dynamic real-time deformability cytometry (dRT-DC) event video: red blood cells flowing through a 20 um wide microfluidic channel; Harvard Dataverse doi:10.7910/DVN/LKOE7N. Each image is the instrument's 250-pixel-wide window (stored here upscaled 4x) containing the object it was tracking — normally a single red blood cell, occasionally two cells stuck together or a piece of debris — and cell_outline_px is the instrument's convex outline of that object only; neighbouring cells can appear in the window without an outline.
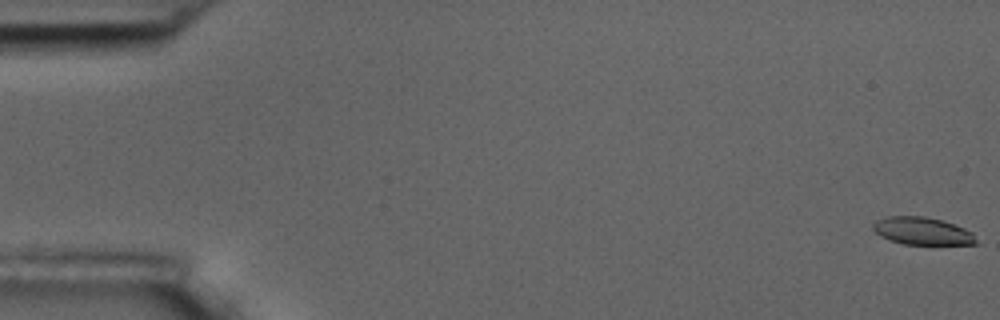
{"species": "common noctule bat (a hibernating species)", "species_latin": "Nyctalus noctula", "temperature_condition": "room temperature", "stored_images_in_passage": 57, "camera_frame_rate_fps": 3000, "um_per_image_px": 0.085, "animal": {"sex": "male", "body_mass_g": 17.5, "forearm_length_mm": 52.3}, "frame": {"image": 1, "passage_image": 1, "time_ms": 0.0, "image_size_px": [1000, 320], "cell_outline_px": [[980, 244], [904, 244], [888, 240], [880, 236], [872, 228], [872, 224], [876, 220], [888, 216], [924, 216], [940, 220], [964, 228], [972, 232]], "centroid_in_image_um": [78.38, 19.64], "position_along_channel_um": 6.6, "area_um2": 16.53}}
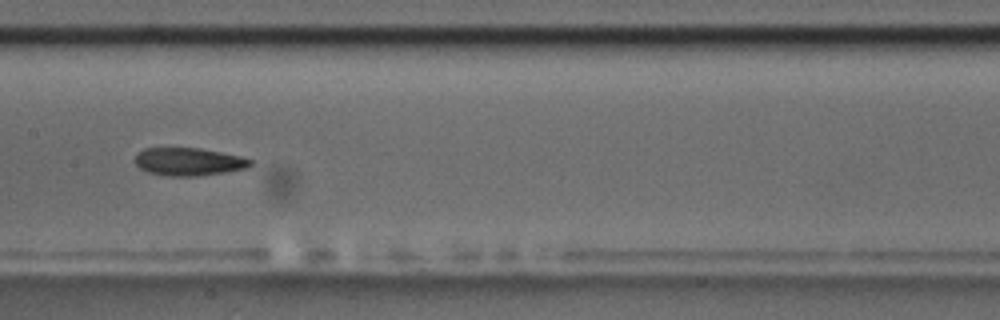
{"frame": {"image": 2, "passage_image": 29, "time_ms": 9.333, "image_size_px": [1000, 320], "cell_outline_px": [[252, 164], [248, 168], [224, 172], [196, 176], [164, 176], [148, 172], [140, 168], [132, 160], [136, 152], [144, 148], [200, 148], [240, 156], [252, 160]], "centroid_in_image_um": [15.98, 13.74], "position_along_channel_um": 191.4, "area_um2": 18.9}}
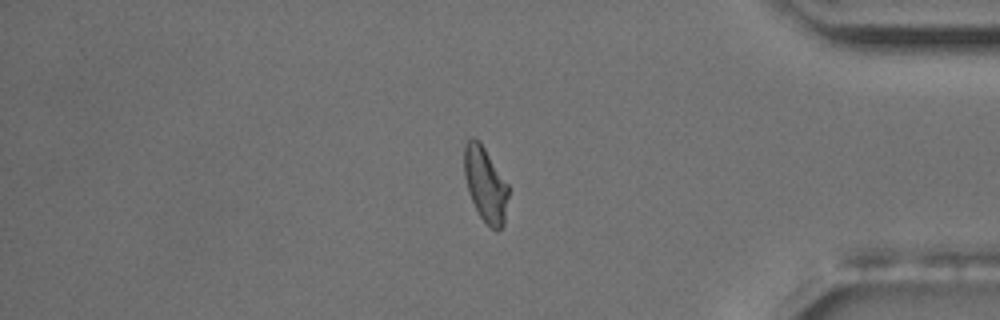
{"frame": {"image": 3, "passage_image": 48, "time_ms": 15.667, "image_size_px": [1000, 320], "cell_outline_px": [[508, 196], [504, 224], [496, 232], [480, 216], [468, 192], [464, 176], [464, 148], [468, 140], [472, 136], [476, 136], [480, 140], [508, 184]], "centroid_in_image_um": [41.25, 15.63], "position_along_channel_um": 393.9, "area_um2": 19.31}, "authors_computed_cell_mechanics": {"area_um2": 19.3052, "velocity_mm_per_s": 3.6183, "shape_relaxation_time_tau1_ms": 10.214, "shape_relaxation_time_tau2_ms": 3.1204, "deformation_change_tau1": 0.2137, "deformation_change_tau2": 0.1088}}